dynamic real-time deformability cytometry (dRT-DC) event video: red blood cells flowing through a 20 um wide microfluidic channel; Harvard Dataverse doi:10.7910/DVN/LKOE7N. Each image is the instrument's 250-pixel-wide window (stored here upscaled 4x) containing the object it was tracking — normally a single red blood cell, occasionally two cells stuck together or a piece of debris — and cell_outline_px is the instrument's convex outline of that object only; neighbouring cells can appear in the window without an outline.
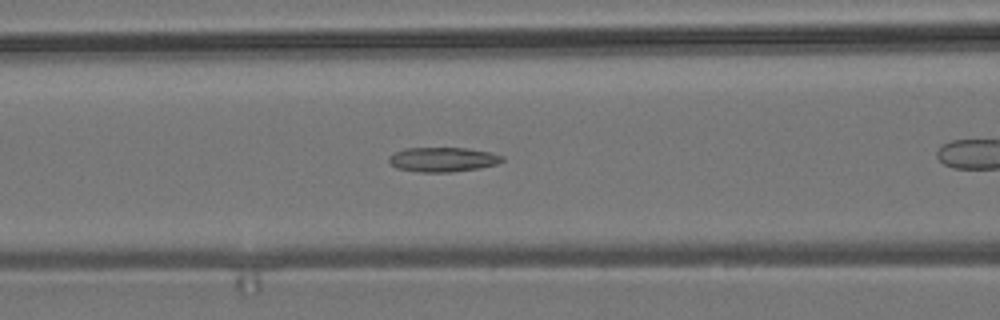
{"species": "common noctule bat (a hibernating species)", "species_latin": "Nyctalus noctula", "temperature_condition": "room temperature", "stored_images_in_passage": 30, "camera_frame_rate_fps": 3000, "um_per_image_px": 0.085, "animal": {"sex": "male", "body_mass_g": 19.2, "forearm_length_mm": 51.8}, "frame": {"image": 1, "passage_image": 10, "time_ms": 3.0, "image_size_px": [1000, 320], "cell_outline_px": [[504, 160], [496, 164], [480, 168], [452, 172], [420, 172], [396, 168], [388, 160], [388, 156], [404, 148], [468, 148], [492, 152], [504, 156]], "centroid_in_image_um": [37.66, 13.55], "position_along_channel_um": 128.9, "area_um2": 16.3}}
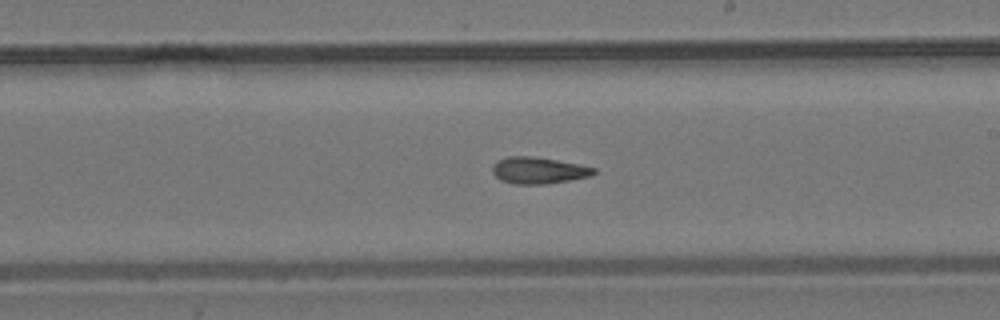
{"frame": {"image": 2, "passage_image": 19, "time_ms": 6.0, "image_size_px": [1000, 320], "cell_outline_px": [[596, 172], [588, 176], [568, 180], [544, 184], [516, 184], [500, 180], [492, 172], [492, 168], [500, 160], [508, 156], [532, 156], [580, 164], [596, 168]], "centroid_in_image_um": [45.78, 14.48], "position_along_channel_um": 243.2, "area_um2": 15.43}}
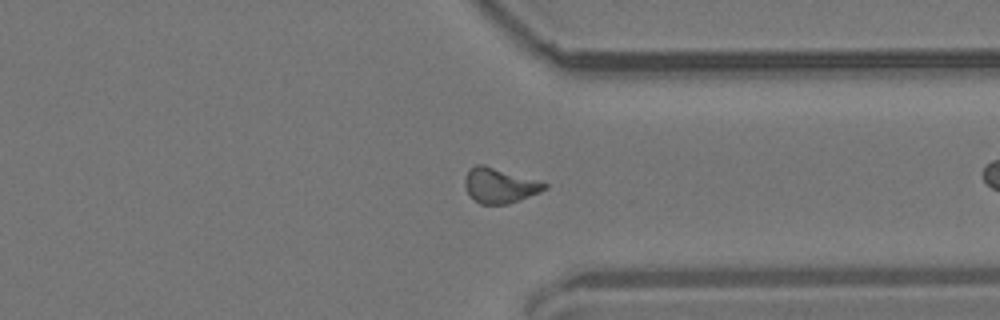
{"frame": {"image": 3, "passage_image": 29, "time_ms": 9.333, "image_size_px": [1000, 320], "cell_outline_px": [[548, 188], [540, 192], [508, 204], [480, 204], [468, 196], [464, 184], [464, 180], [468, 172], [476, 164], [484, 164], [540, 180], [548, 184]], "centroid_in_image_um": [42.48, 15.76], "position_along_channel_um": 368.9, "area_um2": 16.47}}